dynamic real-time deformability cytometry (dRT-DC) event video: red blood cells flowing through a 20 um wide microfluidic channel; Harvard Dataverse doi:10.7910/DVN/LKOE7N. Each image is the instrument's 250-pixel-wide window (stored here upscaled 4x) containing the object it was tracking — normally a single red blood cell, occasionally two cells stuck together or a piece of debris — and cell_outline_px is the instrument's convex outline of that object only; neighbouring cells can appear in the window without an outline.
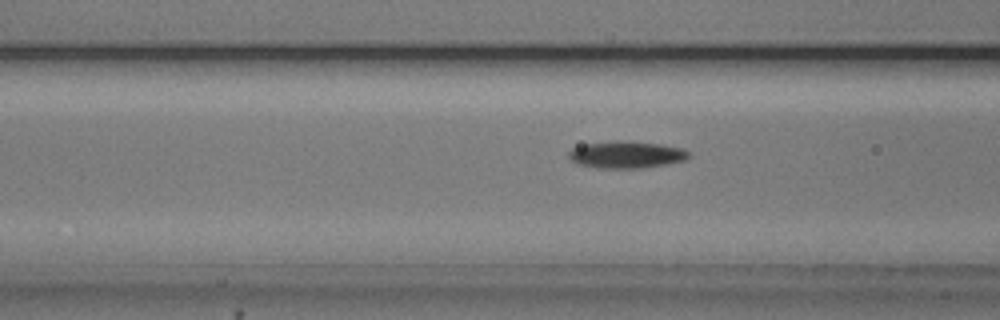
{"species": "common noctule bat (a hibernating species)", "species_latin": "Nyctalus noctula", "temperature_condition": "cold", "stored_images_in_passage": 54, "camera_frame_rate_fps": 3000, "um_per_image_px": 0.085, "animal": {"sex": "male", "body_mass_g": 20.5, "forearm_length_mm": 52.5}, "frame": {"image": 1, "passage_image": 21, "time_ms": 6.667, "image_size_px": [1000, 320], "cell_outline_px": [[692, 156], [684, 160], [664, 164], [640, 168], [596, 168], [576, 164], [568, 156], [568, 152], [572, 148], [584, 144], [616, 140], [620, 140], [660, 144], [684, 148]], "centroid_in_image_um": [53.21, 13.14], "position_along_channel_um": 113.4, "area_um2": 18.96}}
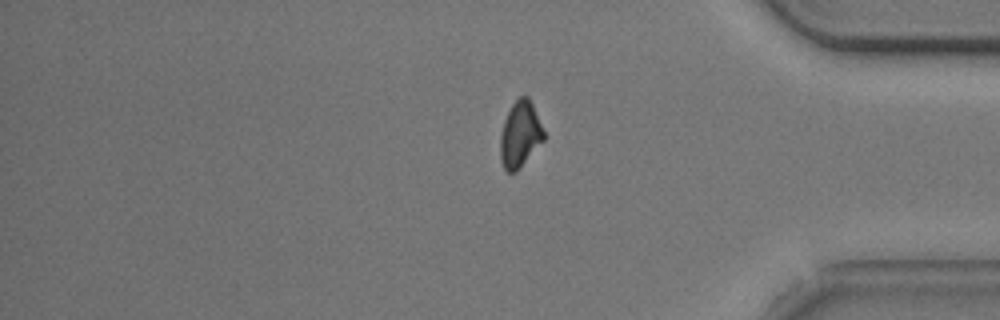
{"frame": {"image": 2, "passage_image": 45, "time_ms": 14.667, "image_size_px": [1000, 320], "cell_outline_px": [[544, 140], [516, 172], [508, 172], [504, 168], [500, 156], [500, 136], [504, 120], [512, 104], [520, 96], [528, 96], [532, 104], [544, 132]], "centroid_in_image_um": [44.19, 11.43], "position_along_channel_um": 391.0, "area_um2": 16.47}}
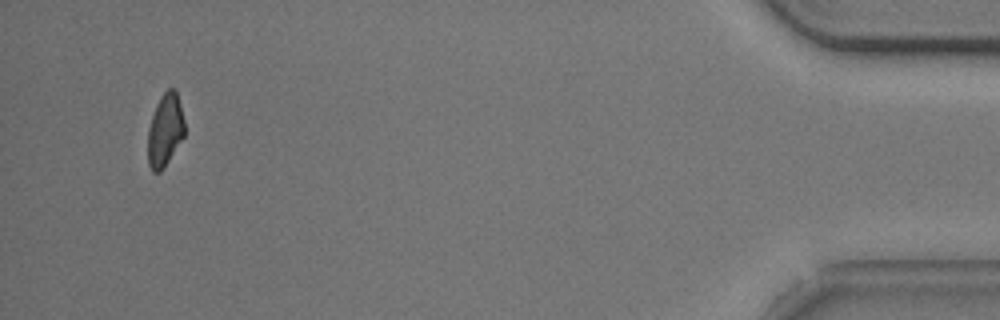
{"frame": {"image": 3, "passage_image": 52, "time_ms": 17.0, "image_size_px": [1000, 320], "cell_outline_px": [[184, 136], [164, 168], [160, 172], [152, 172], [148, 164], [148, 128], [156, 104], [160, 96], [168, 88], [176, 88], [184, 120]], "centroid_in_image_um": [14.02, 11.06], "position_along_channel_um": 421.2, "area_um2": 15.66}, "authors_computed_cell_mechanics": {"area_um2": 17.1377, "velocity_mm_per_s": 3.74, "shape_relaxation_time_tau1_ms": 2.4437, "shape_relaxation_time_tau2_ms": null, "deformation_change_tau1": 0.114, "deformation_change_tau2": null}}